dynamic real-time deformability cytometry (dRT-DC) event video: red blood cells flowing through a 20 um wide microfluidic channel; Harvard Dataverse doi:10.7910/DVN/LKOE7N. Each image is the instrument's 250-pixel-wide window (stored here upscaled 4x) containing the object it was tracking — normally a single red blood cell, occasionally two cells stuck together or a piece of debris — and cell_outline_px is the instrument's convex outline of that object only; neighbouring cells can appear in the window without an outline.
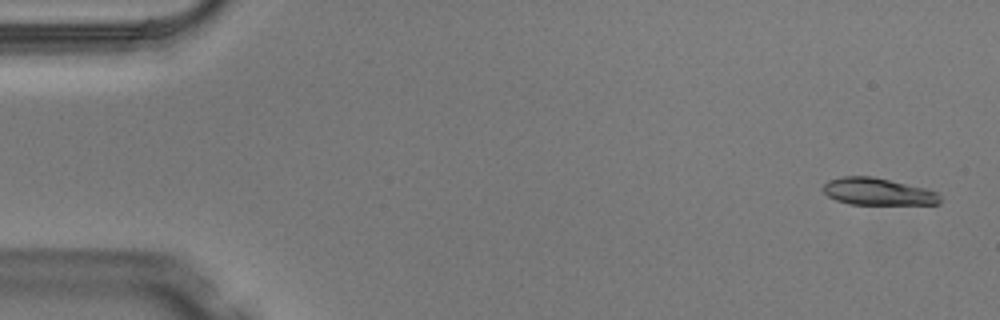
{"species": "Egyptian fruit bat (a non-hibernating species)", "species_latin": "Rousettus aegyptiacus", "temperature_condition": "warm", "stored_images_in_passage": 5, "camera_frame_rate_fps": 3000, "um_per_image_px": 0.085, "animal": {"sex": "male"}, "frame": {"image": 1, "passage_image": 1, "time_ms": 0.0, "image_size_px": [1000, 320], "cell_outline_px": [[940, 204], [852, 204], [836, 200], [828, 196], [820, 188], [828, 180], [844, 176], [872, 176], [928, 188], [936, 192], [940, 196]], "centroid_in_image_um": [74.61, 16.28], "position_along_channel_um": 10.4, "area_um2": 18.55}}
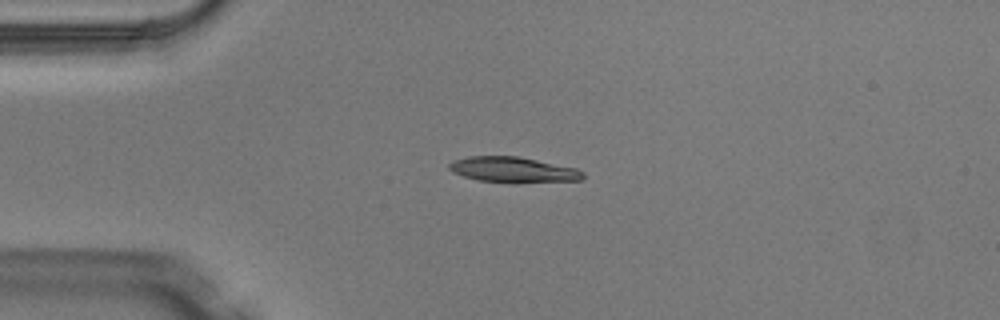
{"frame": {"image": 2, "passage_image": 3, "time_ms": 0.667, "image_size_px": [1000, 320], "cell_outline_px": [[584, 176], [580, 180], [480, 180], [464, 176], [452, 172], [448, 168], [448, 164], [456, 160], [468, 156], [520, 156], [576, 168], [584, 172]], "centroid_in_image_um": [43.57, 14.36], "position_along_channel_um": 41.4, "area_um2": 18.73}}